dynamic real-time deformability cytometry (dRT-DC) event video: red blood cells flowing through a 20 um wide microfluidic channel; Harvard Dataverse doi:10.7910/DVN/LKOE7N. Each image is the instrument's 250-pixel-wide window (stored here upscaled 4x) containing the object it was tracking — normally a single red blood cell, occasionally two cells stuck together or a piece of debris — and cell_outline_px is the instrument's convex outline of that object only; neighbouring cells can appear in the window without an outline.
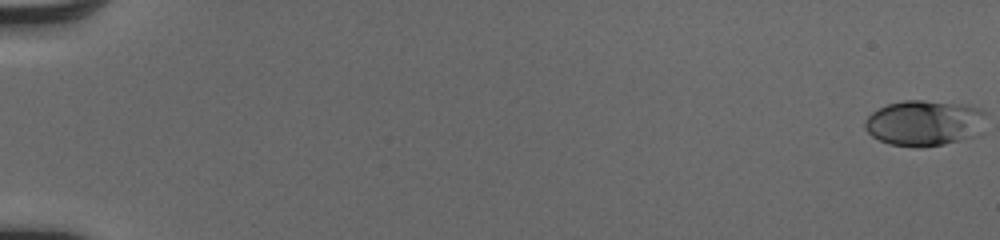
{"species": "human", "species_latin": "Homo sapiens", "temperature_condition": "cold", "stored_images_in_passage": 53, "camera_frame_rate_fps": 3000, "um_per_image_px": 0.085, "donor": {"sex": "male"}, "frame": {"image": 1, "passage_image": 1, "time_ms": 0.0, "image_size_px": [1000, 240], "cell_outline_px": [[984, 112], [972, 136], [944, 144], [920, 148], [916, 148], [888, 144], [872, 136], [864, 128], [864, 120], [872, 112], [888, 104], [904, 100], [920, 100], [976, 108]], "centroid_in_image_um": [78.38, 10.48], "position_along_channel_um": 6.6, "area_um2": 31.04}}
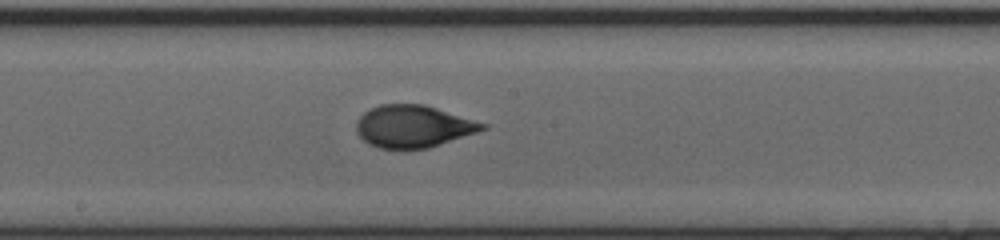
{"frame": {"image": 2, "passage_image": 31, "time_ms": 10.0, "image_size_px": [1000, 240], "cell_outline_px": [[488, 128], [428, 148], [380, 148], [368, 144], [356, 132], [356, 124], [360, 116], [364, 112], [380, 104], [424, 104], [488, 124]], "centroid_in_image_um": [35.12, 10.73], "position_along_channel_um": 213.1, "area_um2": 30.75}}
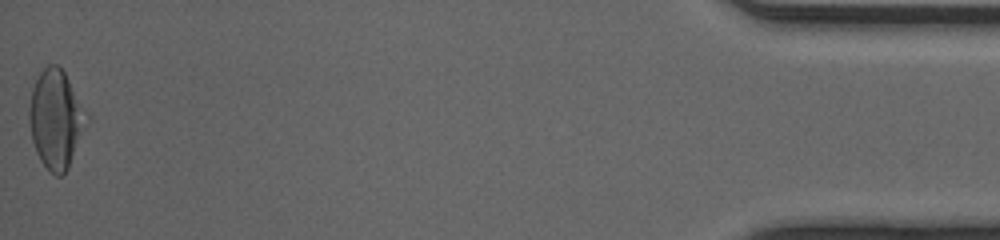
{"frame": {"image": 3, "passage_image": 53, "time_ms": 17.333, "image_size_px": [1000, 240], "cell_outline_px": [[88, 116], [68, 168], [60, 176], [56, 176], [40, 160], [36, 152], [32, 140], [28, 120], [28, 108], [32, 88], [40, 72], [48, 64], [56, 64], [64, 72], [88, 112]], "centroid_in_image_um": [4.72, 10.09], "position_along_channel_um": 430.5, "area_um2": 32.48}, "authors_computed_cell_mechanics": {"area_um2": 30.2872, "velocity_mm_per_s": 4.1226, "shape_relaxation_time_tau1_ms": 3.4579, "shape_relaxation_time_tau2_ms": null, "deformation_change_tau1": 0.1534, "deformation_change_tau2": null}}